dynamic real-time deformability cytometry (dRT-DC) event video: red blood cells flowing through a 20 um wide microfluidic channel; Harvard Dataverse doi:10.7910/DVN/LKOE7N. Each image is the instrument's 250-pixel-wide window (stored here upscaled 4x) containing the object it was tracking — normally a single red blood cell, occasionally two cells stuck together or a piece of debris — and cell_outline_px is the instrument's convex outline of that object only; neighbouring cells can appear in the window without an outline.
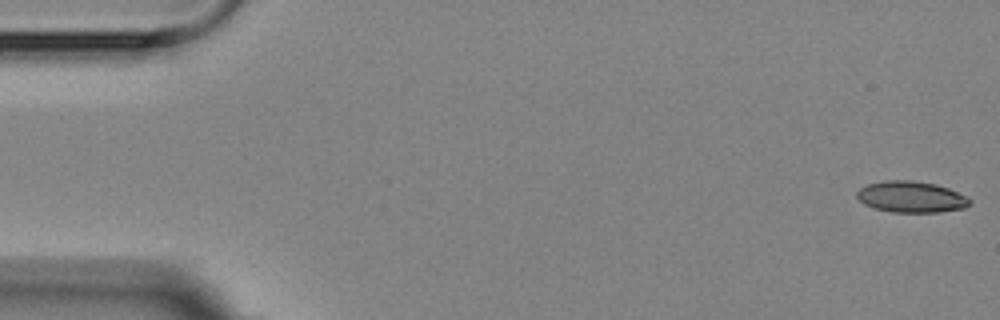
{"species": "Egyptian fruit bat (a non-hibernating species)", "species_latin": "Rousettus aegyptiacus", "temperature_condition": "room temperature", "stored_images_in_passage": 4, "camera_frame_rate_fps": 3000, "um_per_image_px": 0.085, "animal": {"sex": "female"}, "frame": {"image": 1, "passage_image": 1, "time_ms": 0.0, "image_size_px": [1000, 320], "cell_outline_px": [[972, 204], [964, 208], [936, 212], [892, 212], [872, 208], [864, 204], [856, 196], [856, 192], [860, 188], [868, 184], [884, 180], [912, 180], [936, 184], [948, 188], [972, 200]], "centroid_in_image_um": [77.43, 16.73], "position_along_channel_um": 7.6, "area_um2": 20.58}}
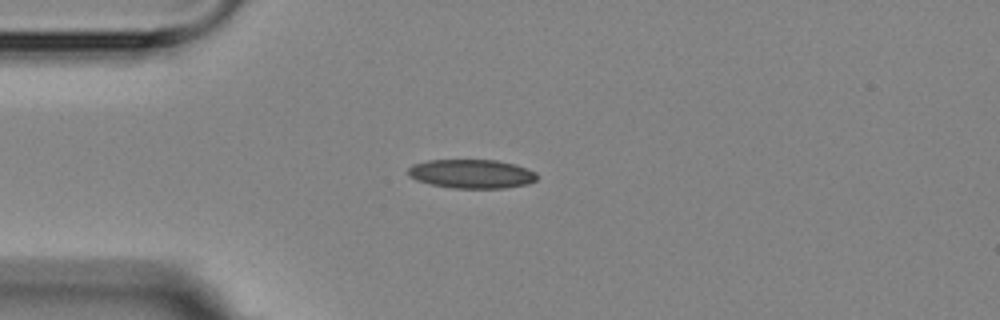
{"frame": {"image": 2, "passage_image": 4, "time_ms": 4.333, "image_size_px": [1000, 320], "cell_outline_px": [[536, 180], [528, 184], [504, 188], [452, 188], [432, 184], [416, 180], [408, 176], [408, 168], [412, 164], [428, 160], [496, 160], [516, 164], [528, 168], [536, 172]], "centroid_in_image_um": [40.09, 14.77], "position_along_channel_um": 44.9, "area_um2": 21.85}}